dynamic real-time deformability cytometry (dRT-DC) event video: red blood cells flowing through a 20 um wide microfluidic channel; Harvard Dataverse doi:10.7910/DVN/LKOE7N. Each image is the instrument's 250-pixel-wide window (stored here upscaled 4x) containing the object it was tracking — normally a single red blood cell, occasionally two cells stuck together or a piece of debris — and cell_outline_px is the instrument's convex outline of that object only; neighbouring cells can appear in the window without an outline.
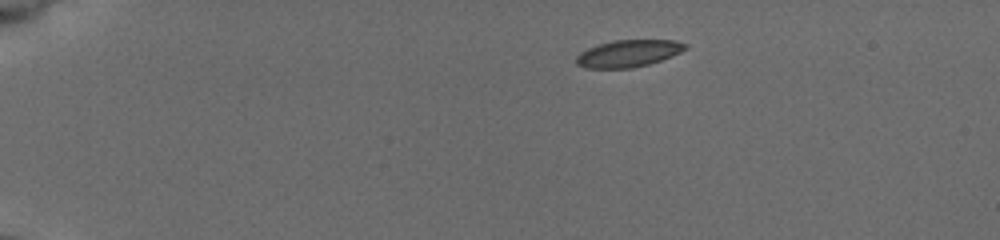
{"species": "common noctule bat (a hibernating species)", "species_latin": "Nyctalus noctula", "temperature_condition": "cold", "stored_images_in_passage": 5, "camera_frame_rate_fps": 3000, "um_per_image_px": 0.085, "animal": {"sex": "female", "body_mass_g": 19.5, "forearm_length_mm": 54.1}, "frame": {"image": 1, "passage_image": 1, "time_ms": 0.0, "image_size_px": [1000, 240], "cell_outline_px": [[688, 48], [672, 56], [648, 64], [632, 68], [584, 68], [576, 64], [576, 56], [580, 52], [588, 48], [612, 40], [676, 40], [688, 44]], "centroid_in_image_um": [53.41, 4.54], "position_along_channel_um": 31.6, "area_um2": 17.22}}
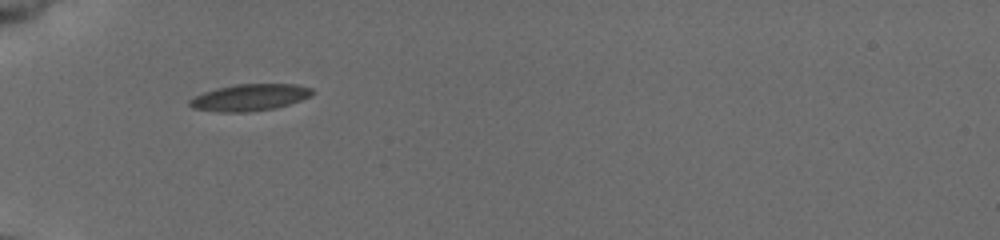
{"frame": {"image": 2, "passage_image": 4, "time_ms": 3.0, "image_size_px": [1000, 240], "cell_outline_px": [[312, 96], [276, 108], [248, 112], [220, 112], [192, 108], [188, 104], [188, 100], [204, 92], [216, 88], [236, 84], [296, 84], [312, 88]], "centroid_in_image_um": [21.21, 8.28], "position_along_channel_um": 63.8, "area_um2": 19.07}}